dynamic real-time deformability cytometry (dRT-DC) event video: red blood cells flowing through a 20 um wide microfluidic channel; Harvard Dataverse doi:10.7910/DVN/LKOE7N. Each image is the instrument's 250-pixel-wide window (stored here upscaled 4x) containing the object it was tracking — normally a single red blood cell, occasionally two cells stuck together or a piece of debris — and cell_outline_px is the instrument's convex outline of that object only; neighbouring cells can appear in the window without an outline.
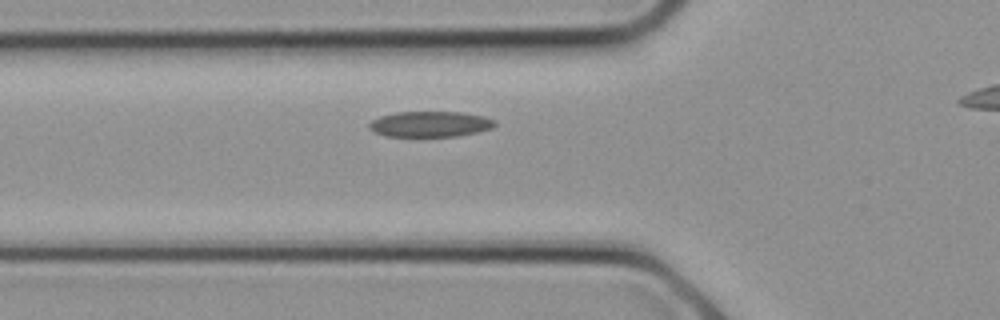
{"species": "common noctule bat (a hibernating species)", "species_latin": "Nyctalus noctula", "temperature_condition": "cold", "stored_images_in_passage": 11, "camera_frame_rate_fps": 3000, "um_per_image_px": 0.085, "animal": {"sex": "female", "body_mass_g": 21.9}, "frame": {"image": 1, "passage_image": 3, "time_ms": 0.667, "image_size_px": [1000, 320], "cell_outline_px": [[496, 124], [492, 128], [476, 132], [456, 136], [384, 136], [368, 128], [368, 124], [372, 120], [380, 116], [396, 112], [460, 112], [484, 116], [496, 120]], "centroid_in_image_um": [36.56, 10.54], "position_along_channel_um": 89.2, "area_um2": 18.73}}
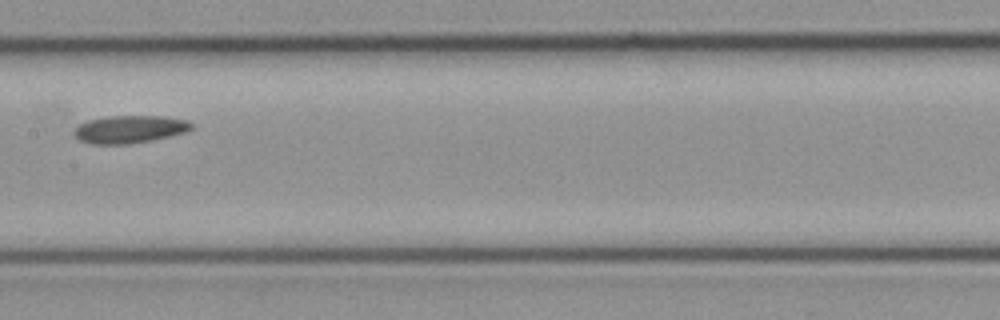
{"frame": {"image": 2, "passage_image": 7, "time_ms": 2.0, "image_size_px": [1000, 320], "cell_outline_px": [[192, 128], [188, 132], [152, 140], [128, 144], [88, 144], [80, 140], [76, 136], [76, 128], [80, 124], [88, 120], [108, 116], [168, 116], [188, 120], [192, 124]], "centroid_in_image_um": [11.08, 10.98], "position_along_channel_um": 196.3, "area_um2": 18.96}}
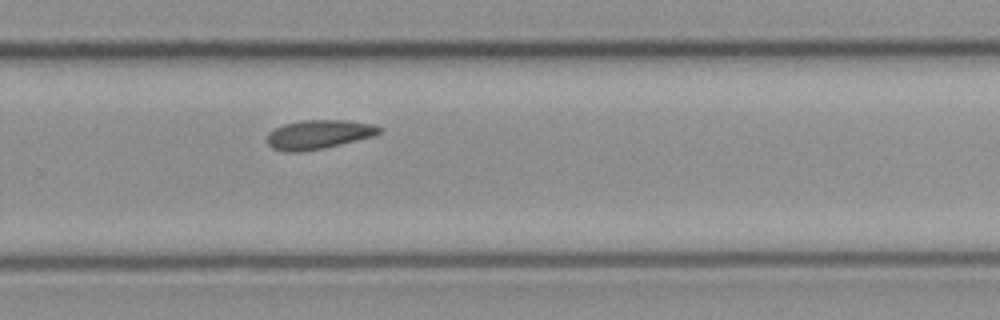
{"frame": {"image": 3, "passage_image": 11, "time_ms": 3.333, "image_size_px": [1000, 320], "cell_outline_px": [[384, 132], [376, 136], [324, 148], [304, 152], [284, 152], [272, 148], [268, 144], [268, 132], [284, 124], [300, 120], [348, 120], [376, 124], [384, 128]], "centroid_in_image_um": [27.17, 11.43], "position_along_channel_um": 302.6, "area_um2": 19.48}}